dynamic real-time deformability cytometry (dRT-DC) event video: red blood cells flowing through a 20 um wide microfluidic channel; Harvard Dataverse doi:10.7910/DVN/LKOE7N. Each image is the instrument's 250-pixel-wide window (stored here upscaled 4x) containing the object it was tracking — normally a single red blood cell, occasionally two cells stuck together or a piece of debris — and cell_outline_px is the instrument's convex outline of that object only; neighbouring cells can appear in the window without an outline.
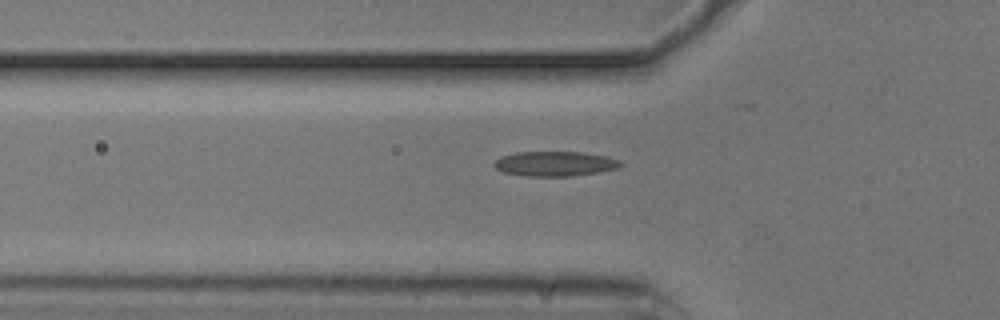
{"species": "common noctule bat (a hibernating species)", "species_latin": "Nyctalus noctula", "temperature_condition": "cold", "stored_images_in_passage": 40, "camera_frame_rate_fps": 3000, "um_per_image_px": 0.085, "animal": {"sex": "male", "body_mass_g": 20.5, "forearm_length_mm": 52.5}, "frame": {"image": 1, "passage_image": 7, "time_ms": 2.0, "image_size_px": [1000, 320], "cell_outline_px": [[624, 164], [616, 168], [600, 172], [572, 176], [524, 176], [504, 172], [496, 168], [492, 164], [500, 156], [516, 152], [580, 152], [604, 156], [620, 160]], "centroid_in_image_um": [47.15, 13.92], "position_along_channel_um": 78.7, "area_um2": 18.26}}
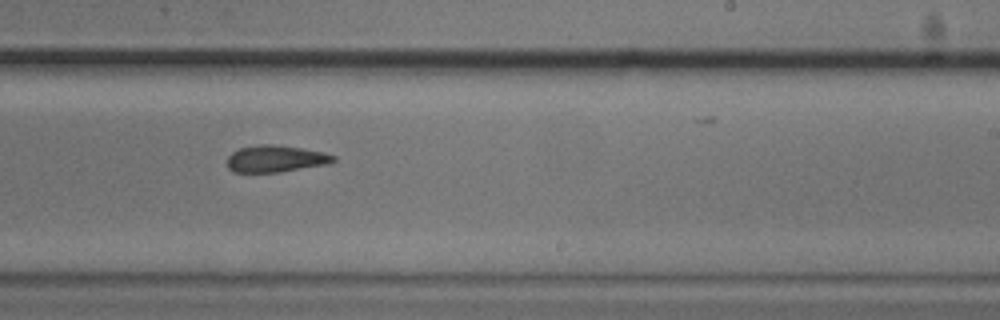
{"frame": {"image": 2, "passage_image": 22, "time_ms": 7.0, "image_size_px": [1000, 320], "cell_outline_px": [[336, 160], [328, 164], [280, 172], [232, 172], [228, 168], [228, 156], [232, 152], [240, 148], [260, 144], [276, 144], [324, 152], [336, 156]], "centroid_in_image_um": [23.44, 13.49], "position_along_channel_um": 265.6, "area_um2": 16.65}}
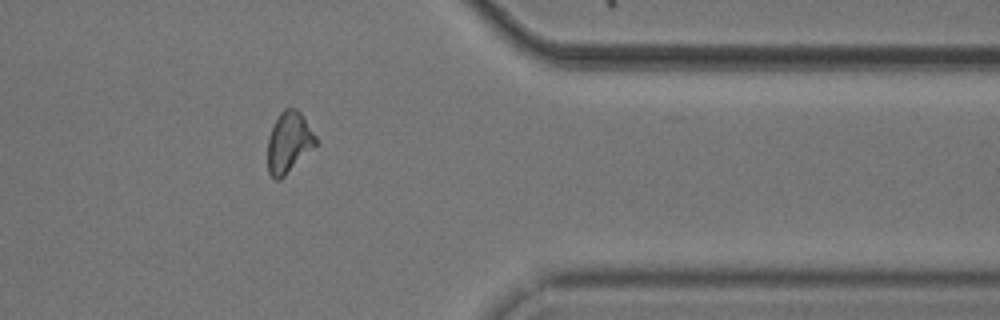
{"frame": {"image": 3, "passage_image": 33, "time_ms": 10.667, "image_size_px": [1000, 320], "cell_outline_px": [[316, 144], [280, 180], [276, 180], [268, 172], [268, 136], [280, 112], [284, 108], [296, 108], [304, 116], [316, 136]], "centroid_in_image_um": [24.54, 12.07], "position_along_channel_um": 386.9, "area_um2": 16.82}}